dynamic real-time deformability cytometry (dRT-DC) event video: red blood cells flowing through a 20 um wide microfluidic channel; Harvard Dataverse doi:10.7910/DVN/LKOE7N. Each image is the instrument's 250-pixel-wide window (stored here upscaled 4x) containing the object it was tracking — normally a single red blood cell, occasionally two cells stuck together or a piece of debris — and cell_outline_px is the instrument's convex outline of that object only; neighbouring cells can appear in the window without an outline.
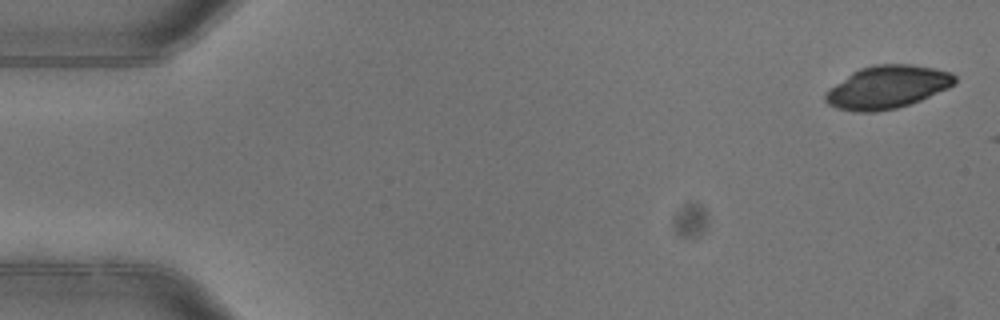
{"species": "common noctule bat (a hibernating species)", "species_latin": "Nyctalus noctula", "temperature_condition": "warm", "stored_images_in_passage": 2, "camera_frame_rate_fps": 3000, "um_per_image_px": 0.085, "animal": {"sex": "female"}, "frame": {"image": 1, "passage_image": 1, "time_ms": 0.0, "image_size_px": [1000, 320], "cell_outline_px": [[956, 84], [948, 88], [920, 100], [896, 108], [876, 112], [856, 112], [836, 108], [828, 104], [824, 100], [824, 96], [828, 88], [852, 72], [860, 68], [872, 64], [908, 64], [936, 68], [952, 72], [956, 76]], "centroid_in_image_um": [75.41, 7.4], "position_along_channel_um": 9.6, "area_um2": 32.54}}